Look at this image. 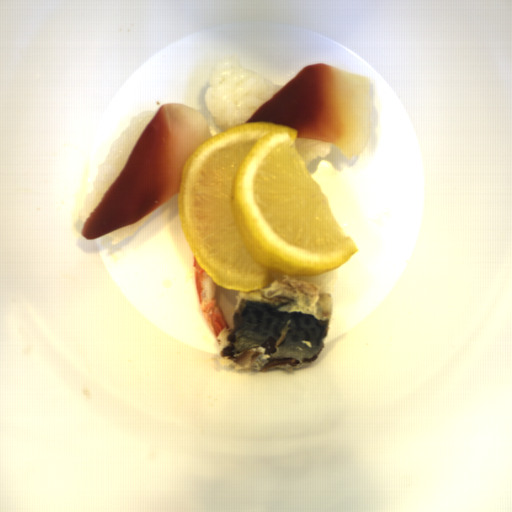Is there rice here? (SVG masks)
Instances as JSON below:
<instances>
[{
  "instance_id": "1",
  "label": "rice",
  "mask_w": 512,
  "mask_h": 512,
  "mask_svg": "<svg viewBox=\"0 0 512 512\" xmlns=\"http://www.w3.org/2000/svg\"><path fill=\"white\" fill-rule=\"evenodd\" d=\"M284 86L242 66L237 57L225 58L204 92L207 112L224 130L246 124L259 108Z\"/></svg>"
},
{
  "instance_id": "2",
  "label": "rice",
  "mask_w": 512,
  "mask_h": 512,
  "mask_svg": "<svg viewBox=\"0 0 512 512\" xmlns=\"http://www.w3.org/2000/svg\"><path fill=\"white\" fill-rule=\"evenodd\" d=\"M157 112L142 111L133 117L110 145L106 157L97 165V177L86 195L79 216L83 222L89 217L114 182L134 150L142 132Z\"/></svg>"
},
{
  "instance_id": "3",
  "label": "rice",
  "mask_w": 512,
  "mask_h": 512,
  "mask_svg": "<svg viewBox=\"0 0 512 512\" xmlns=\"http://www.w3.org/2000/svg\"><path fill=\"white\" fill-rule=\"evenodd\" d=\"M295 147L298 150L302 161L306 166L318 157L326 158L331 153L332 143L320 141L310 138H297L295 140Z\"/></svg>"
},
{
  "instance_id": "4",
  "label": "rice",
  "mask_w": 512,
  "mask_h": 512,
  "mask_svg": "<svg viewBox=\"0 0 512 512\" xmlns=\"http://www.w3.org/2000/svg\"><path fill=\"white\" fill-rule=\"evenodd\" d=\"M154 211L144 216L143 218L137 220L136 222L130 224L129 226L104 236L109 239L111 246H115L125 238L129 236H134L139 231L141 225L153 215Z\"/></svg>"
}]
</instances>
